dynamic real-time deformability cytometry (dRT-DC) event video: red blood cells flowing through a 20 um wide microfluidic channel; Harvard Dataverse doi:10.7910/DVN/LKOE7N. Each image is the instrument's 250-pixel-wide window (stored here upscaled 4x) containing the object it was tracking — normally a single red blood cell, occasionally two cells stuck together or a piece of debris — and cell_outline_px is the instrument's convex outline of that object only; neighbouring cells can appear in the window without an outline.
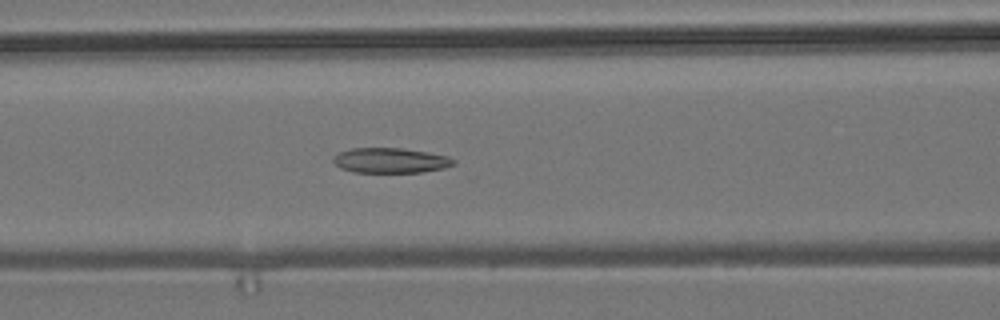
{"species": "common noctule bat (a hibernating species)", "species_latin": "Nyctalus noctula", "temperature_condition": "room temperature", "stored_images_in_passage": 29, "camera_frame_rate_fps": 3000, "um_per_image_px": 0.085, "animal": {"sex": "male", "body_mass_g": 19.2, "forearm_length_mm": 51.8}, "frame": {"image": 1, "passage_image": 9, "time_ms": 2.667, "image_size_px": [1000, 320], "cell_outline_px": [[456, 164], [444, 168], [420, 172], [352, 172], [340, 168], [332, 160], [332, 156], [340, 152], [352, 148], [400, 148], [428, 152], [448, 156], [456, 160]], "centroid_in_image_um": [33.19, 13.63], "position_along_channel_um": 133.4, "area_um2": 17.63}, "authors_computed_cell_mechanics": {"area_um2": 17.629, "velocity_mm_per_s": 3.4937, "shape_relaxation_time_tau1_ms": 1.577, "shape_relaxation_time_tau2_ms": null, "deformation_change_tau1": 0.0683, "deformation_change_tau2": null}}